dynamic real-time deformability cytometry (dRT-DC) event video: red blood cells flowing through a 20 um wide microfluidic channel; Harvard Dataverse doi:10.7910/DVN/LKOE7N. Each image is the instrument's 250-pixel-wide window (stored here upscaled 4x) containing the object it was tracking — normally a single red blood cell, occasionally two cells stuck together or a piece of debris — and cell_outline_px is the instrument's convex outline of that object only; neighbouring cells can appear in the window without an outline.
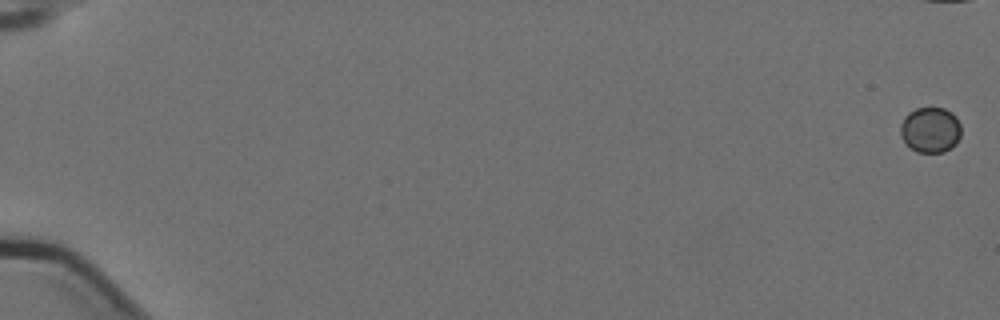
{"species": "Egyptian fruit bat (a non-hibernating species)", "species_latin": "Rousettus aegyptiacus", "temperature_condition": "cold", "stored_images_in_passage": 6, "camera_frame_rate_fps": 3000, "um_per_image_px": 0.085, "animal": {"sex": "female"}, "frame": {"image": 1, "passage_image": 1, "time_ms": 0.0, "image_size_px": [1000, 320], "cell_outline_px": [[960, 136], [956, 144], [952, 148], [944, 152], [916, 152], [900, 136], [900, 124], [904, 116], [908, 112], [916, 108], [944, 108], [952, 112], [956, 116], [960, 124]], "centroid_in_image_um": [79.08, 11.03], "position_along_channel_um": 5.9, "area_um2": 16.24}}